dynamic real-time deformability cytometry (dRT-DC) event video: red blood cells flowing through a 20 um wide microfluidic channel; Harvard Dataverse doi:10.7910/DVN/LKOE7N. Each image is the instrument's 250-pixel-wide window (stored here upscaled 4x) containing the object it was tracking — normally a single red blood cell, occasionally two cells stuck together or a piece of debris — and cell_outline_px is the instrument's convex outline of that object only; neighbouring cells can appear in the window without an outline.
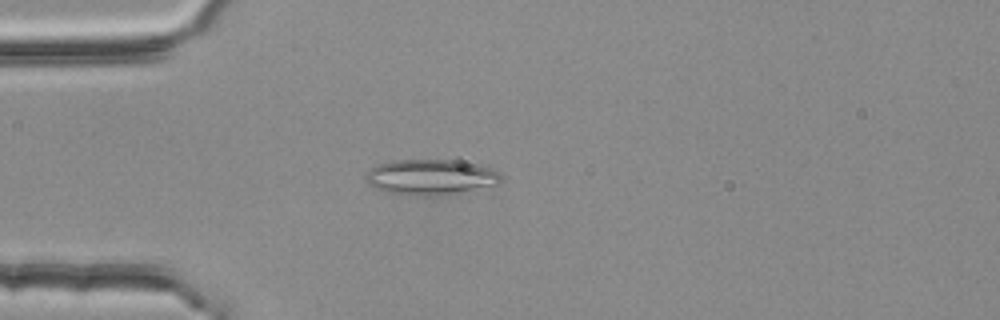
{"species": "common noctule bat (a hibernating species)", "species_latin": "Nyctalus noctula", "temperature_condition": "room temperature", "stored_images_in_passage": 3, "camera_frame_rate_fps": 3000, "um_per_image_px": 0.085, "animal": {"sex": "female", "body_mass_g": 25.1}, "frame": {"image": 1, "passage_image": 3, "time_ms": 0.667, "image_size_px": [1000, 320], "cell_outline_px": [[504, 176], [500, 184], [448, 196], [408, 196], [384, 192], [364, 184], [364, 176], [372, 168], [380, 164], [396, 160], [456, 160], [476, 164], [500, 172]], "centroid_in_image_um": [36.62, 15.09], "position_along_channel_um": 48.4, "area_um2": 28.84}}